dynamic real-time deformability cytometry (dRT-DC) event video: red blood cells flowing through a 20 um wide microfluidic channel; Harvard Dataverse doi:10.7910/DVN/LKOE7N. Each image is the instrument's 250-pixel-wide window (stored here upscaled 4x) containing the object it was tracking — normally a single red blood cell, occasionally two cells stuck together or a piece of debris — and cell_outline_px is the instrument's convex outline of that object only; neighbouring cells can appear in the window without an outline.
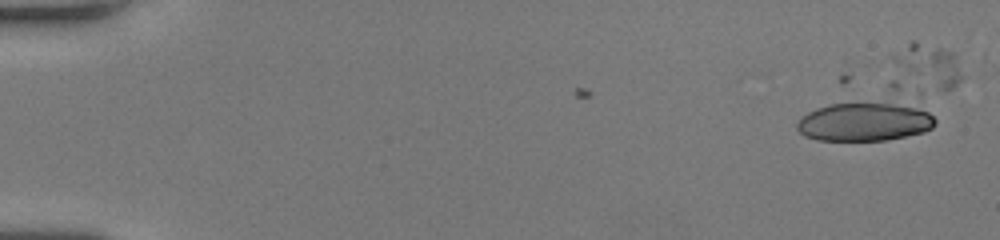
{"species": "human", "species_latin": "Homo sapiens", "temperature_condition": "room temperature", "stored_images_in_passage": 4, "camera_frame_rate_fps": 3000, "um_per_image_px": 0.085, "donor": {"sex": "female"}, "frame": {"image": 1, "passage_image": 1, "time_ms": 0.0, "image_size_px": [1000, 240], "cell_outline_px": [[936, 124], [932, 128], [924, 132], [888, 140], [816, 140], [804, 136], [796, 128], [796, 124], [808, 112], [816, 108], [892, 80], [896, 80], [920, 92], [936, 120]], "centroid_in_image_um": [73.99, 9.82], "position_along_channel_um": 11.0, "area_um2": 41.27}}